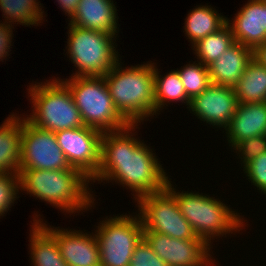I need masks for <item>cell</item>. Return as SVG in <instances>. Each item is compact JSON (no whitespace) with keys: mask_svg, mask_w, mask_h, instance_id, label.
<instances>
[{"mask_svg":"<svg viewBox=\"0 0 266 266\" xmlns=\"http://www.w3.org/2000/svg\"><path fill=\"white\" fill-rule=\"evenodd\" d=\"M136 127V128H135ZM138 124L103 132L100 164L90 182H115L134 192V200L165 189L167 173L149 146L134 137Z\"/></svg>","mask_w":266,"mask_h":266,"instance_id":"6da1fadb","label":"cell"},{"mask_svg":"<svg viewBox=\"0 0 266 266\" xmlns=\"http://www.w3.org/2000/svg\"><path fill=\"white\" fill-rule=\"evenodd\" d=\"M19 178L21 191H27L61 211L80 213L95 205L93 191L89 188L90 179L73 167L64 170L20 169Z\"/></svg>","mask_w":266,"mask_h":266,"instance_id":"7a4b0ae2","label":"cell"},{"mask_svg":"<svg viewBox=\"0 0 266 266\" xmlns=\"http://www.w3.org/2000/svg\"><path fill=\"white\" fill-rule=\"evenodd\" d=\"M119 61L104 76L110 96L119 114L129 123L138 124L156 116L154 101L155 63L122 68Z\"/></svg>","mask_w":266,"mask_h":266,"instance_id":"3957f363","label":"cell"},{"mask_svg":"<svg viewBox=\"0 0 266 266\" xmlns=\"http://www.w3.org/2000/svg\"><path fill=\"white\" fill-rule=\"evenodd\" d=\"M171 183L169 179L166 188L175 196L183 217L190 223L197 237L210 246L211 240H215L216 236L218 238L228 233L239 232L245 226V219L219 198L183 190L180 193Z\"/></svg>","mask_w":266,"mask_h":266,"instance_id":"277c9868","label":"cell"},{"mask_svg":"<svg viewBox=\"0 0 266 266\" xmlns=\"http://www.w3.org/2000/svg\"><path fill=\"white\" fill-rule=\"evenodd\" d=\"M27 89L33 109L25 118L34 126L54 133L84 126L69 88L59 78L35 82Z\"/></svg>","mask_w":266,"mask_h":266,"instance_id":"5b68a950","label":"cell"},{"mask_svg":"<svg viewBox=\"0 0 266 266\" xmlns=\"http://www.w3.org/2000/svg\"><path fill=\"white\" fill-rule=\"evenodd\" d=\"M60 80L69 88L85 126L109 132L129 124L116 110L104 76Z\"/></svg>","mask_w":266,"mask_h":266,"instance_id":"8992f818","label":"cell"},{"mask_svg":"<svg viewBox=\"0 0 266 266\" xmlns=\"http://www.w3.org/2000/svg\"><path fill=\"white\" fill-rule=\"evenodd\" d=\"M68 26L66 54L78 69L71 77L105 76L121 60L114 45L117 35Z\"/></svg>","mask_w":266,"mask_h":266,"instance_id":"52a82bcc","label":"cell"},{"mask_svg":"<svg viewBox=\"0 0 266 266\" xmlns=\"http://www.w3.org/2000/svg\"><path fill=\"white\" fill-rule=\"evenodd\" d=\"M133 216L122 214L100 221L95 230L100 266L130 265L133 251L143 238L144 230L139 214Z\"/></svg>","mask_w":266,"mask_h":266,"instance_id":"ba28073f","label":"cell"},{"mask_svg":"<svg viewBox=\"0 0 266 266\" xmlns=\"http://www.w3.org/2000/svg\"><path fill=\"white\" fill-rule=\"evenodd\" d=\"M137 204L144 230L182 240L197 237L167 188L140 197Z\"/></svg>","mask_w":266,"mask_h":266,"instance_id":"9c48e42d","label":"cell"},{"mask_svg":"<svg viewBox=\"0 0 266 266\" xmlns=\"http://www.w3.org/2000/svg\"><path fill=\"white\" fill-rule=\"evenodd\" d=\"M70 167L57 143L55 133L38 128L23 117L19 170H64Z\"/></svg>","mask_w":266,"mask_h":266,"instance_id":"30bf717a","label":"cell"},{"mask_svg":"<svg viewBox=\"0 0 266 266\" xmlns=\"http://www.w3.org/2000/svg\"><path fill=\"white\" fill-rule=\"evenodd\" d=\"M102 135L103 132L85 125L55 132L68 164L90 180L99 168Z\"/></svg>","mask_w":266,"mask_h":266,"instance_id":"8fae6325","label":"cell"},{"mask_svg":"<svg viewBox=\"0 0 266 266\" xmlns=\"http://www.w3.org/2000/svg\"><path fill=\"white\" fill-rule=\"evenodd\" d=\"M143 238L168 266L217 265L210 254L212 247L199 237L182 240L143 230Z\"/></svg>","mask_w":266,"mask_h":266,"instance_id":"7c38bea8","label":"cell"},{"mask_svg":"<svg viewBox=\"0 0 266 266\" xmlns=\"http://www.w3.org/2000/svg\"><path fill=\"white\" fill-rule=\"evenodd\" d=\"M238 100L233 87L210 84L190 100L192 114L216 128H226L235 114Z\"/></svg>","mask_w":266,"mask_h":266,"instance_id":"4fadbf2b","label":"cell"},{"mask_svg":"<svg viewBox=\"0 0 266 266\" xmlns=\"http://www.w3.org/2000/svg\"><path fill=\"white\" fill-rule=\"evenodd\" d=\"M38 218L35 215L33 222H40L55 237L61 256L69 266H100V250L95 233L48 227L42 218Z\"/></svg>","mask_w":266,"mask_h":266,"instance_id":"5bb4252c","label":"cell"},{"mask_svg":"<svg viewBox=\"0 0 266 266\" xmlns=\"http://www.w3.org/2000/svg\"><path fill=\"white\" fill-rule=\"evenodd\" d=\"M229 21L235 42L255 51L266 41V4L262 0H248Z\"/></svg>","mask_w":266,"mask_h":266,"instance_id":"9a60e30c","label":"cell"},{"mask_svg":"<svg viewBox=\"0 0 266 266\" xmlns=\"http://www.w3.org/2000/svg\"><path fill=\"white\" fill-rule=\"evenodd\" d=\"M117 9L113 0H80L69 24L77 27L118 35Z\"/></svg>","mask_w":266,"mask_h":266,"instance_id":"2e32d148","label":"cell"},{"mask_svg":"<svg viewBox=\"0 0 266 266\" xmlns=\"http://www.w3.org/2000/svg\"><path fill=\"white\" fill-rule=\"evenodd\" d=\"M225 132L231 148L244 139L266 135V102L238 103Z\"/></svg>","mask_w":266,"mask_h":266,"instance_id":"e0dca14e","label":"cell"},{"mask_svg":"<svg viewBox=\"0 0 266 266\" xmlns=\"http://www.w3.org/2000/svg\"><path fill=\"white\" fill-rule=\"evenodd\" d=\"M253 57L252 49L235 42L208 66L210 82L234 88Z\"/></svg>","mask_w":266,"mask_h":266,"instance_id":"ac0fdd59","label":"cell"},{"mask_svg":"<svg viewBox=\"0 0 266 266\" xmlns=\"http://www.w3.org/2000/svg\"><path fill=\"white\" fill-rule=\"evenodd\" d=\"M22 118L9 115L0 125V173H19Z\"/></svg>","mask_w":266,"mask_h":266,"instance_id":"d6986e66","label":"cell"},{"mask_svg":"<svg viewBox=\"0 0 266 266\" xmlns=\"http://www.w3.org/2000/svg\"><path fill=\"white\" fill-rule=\"evenodd\" d=\"M30 230V255L33 266H69L62 258L55 237L40 223Z\"/></svg>","mask_w":266,"mask_h":266,"instance_id":"ffe728a7","label":"cell"},{"mask_svg":"<svg viewBox=\"0 0 266 266\" xmlns=\"http://www.w3.org/2000/svg\"><path fill=\"white\" fill-rule=\"evenodd\" d=\"M217 12L211 5H198L188 13L184 32L188 37L187 39H190L192 46L209 34L218 31L227 23V17Z\"/></svg>","mask_w":266,"mask_h":266,"instance_id":"44dd1931","label":"cell"},{"mask_svg":"<svg viewBox=\"0 0 266 266\" xmlns=\"http://www.w3.org/2000/svg\"><path fill=\"white\" fill-rule=\"evenodd\" d=\"M234 91L238 103L266 102V67L253 57Z\"/></svg>","mask_w":266,"mask_h":266,"instance_id":"7402d4cb","label":"cell"},{"mask_svg":"<svg viewBox=\"0 0 266 266\" xmlns=\"http://www.w3.org/2000/svg\"><path fill=\"white\" fill-rule=\"evenodd\" d=\"M156 65L154 70V101L155 114H159V110H163L164 106L169 102L180 101L185 103L188 107L190 99L188 98L184 85L181 82L180 76L176 70H171L166 75H159Z\"/></svg>","mask_w":266,"mask_h":266,"instance_id":"603a6c76","label":"cell"},{"mask_svg":"<svg viewBox=\"0 0 266 266\" xmlns=\"http://www.w3.org/2000/svg\"><path fill=\"white\" fill-rule=\"evenodd\" d=\"M38 1L39 0H0V8L5 18L4 23L11 26H14L12 24L18 23L20 25L22 24V26H39L43 20L44 11L41 7L42 4H39Z\"/></svg>","mask_w":266,"mask_h":266,"instance_id":"cb8c5ba5","label":"cell"},{"mask_svg":"<svg viewBox=\"0 0 266 266\" xmlns=\"http://www.w3.org/2000/svg\"><path fill=\"white\" fill-rule=\"evenodd\" d=\"M235 43L228 22L218 31L209 34L192 46L198 61L208 67Z\"/></svg>","mask_w":266,"mask_h":266,"instance_id":"d4e9b609","label":"cell"},{"mask_svg":"<svg viewBox=\"0 0 266 266\" xmlns=\"http://www.w3.org/2000/svg\"><path fill=\"white\" fill-rule=\"evenodd\" d=\"M197 62L186 64L182 69L176 70L190 100L201 94L211 84L208 67Z\"/></svg>","mask_w":266,"mask_h":266,"instance_id":"484cf974","label":"cell"},{"mask_svg":"<svg viewBox=\"0 0 266 266\" xmlns=\"http://www.w3.org/2000/svg\"><path fill=\"white\" fill-rule=\"evenodd\" d=\"M19 189V173H0V217H3L19 198Z\"/></svg>","mask_w":266,"mask_h":266,"instance_id":"4316f807","label":"cell"},{"mask_svg":"<svg viewBox=\"0 0 266 266\" xmlns=\"http://www.w3.org/2000/svg\"><path fill=\"white\" fill-rule=\"evenodd\" d=\"M234 150L239 154L241 166H245L252 159L266 152V135L244 139L233 148Z\"/></svg>","mask_w":266,"mask_h":266,"instance_id":"83f0119b","label":"cell"},{"mask_svg":"<svg viewBox=\"0 0 266 266\" xmlns=\"http://www.w3.org/2000/svg\"><path fill=\"white\" fill-rule=\"evenodd\" d=\"M248 181L266 195V152L252 159L243 167Z\"/></svg>","mask_w":266,"mask_h":266,"instance_id":"f1b7e54d","label":"cell"},{"mask_svg":"<svg viewBox=\"0 0 266 266\" xmlns=\"http://www.w3.org/2000/svg\"><path fill=\"white\" fill-rule=\"evenodd\" d=\"M129 266H168L160 259L147 241L142 238L136 245Z\"/></svg>","mask_w":266,"mask_h":266,"instance_id":"f546056e","label":"cell"},{"mask_svg":"<svg viewBox=\"0 0 266 266\" xmlns=\"http://www.w3.org/2000/svg\"><path fill=\"white\" fill-rule=\"evenodd\" d=\"M12 28H14L11 25H7L4 22L0 23V61L3 62L4 58L6 60V57L9 56L8 53H10V48L12 44V38L14 36L13 34V30Z\"/></svg>","mask_w":266,"mask_h":266,"instance_id":"4dcf8cb0","label":"cell"},{"mask_svg":"<svg viewBox=\"0 0 266 266\" xmlns=\"http://www.w3.org/2000/svg\"><path fill=\"white\" fill-rule=\"evenodd\" d=\"M79 1L80 0H57L60 8L64 10L65 14L68 13V19L74 16Z\"/></svg>","mask_w":266,"mask_h":266,"instance_id":"1f68e13d","label":"cell"},{"mask_svg":"<svg viewBox=\"0 0 266 266\" xmlns=\"http://www.w3.org/2000/svg\"><path fill=\"white\" fill-rule=\"evenodd\" d=\"M254 58L266 67V41L254 51Z\"/></svg>","mask_w":266,"mask_h":266,"instance_id":"d6a6232c","label":"cell"}]
</instances>
